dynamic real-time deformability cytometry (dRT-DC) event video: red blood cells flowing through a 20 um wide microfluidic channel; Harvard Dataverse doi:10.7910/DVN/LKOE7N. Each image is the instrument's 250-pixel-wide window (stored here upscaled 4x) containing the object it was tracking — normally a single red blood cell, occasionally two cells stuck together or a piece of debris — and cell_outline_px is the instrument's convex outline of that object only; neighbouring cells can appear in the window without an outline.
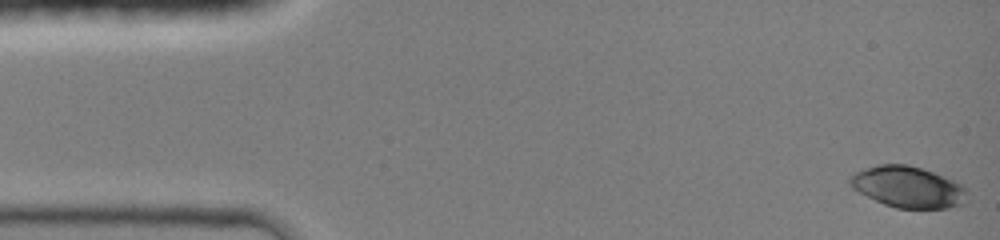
{"species": "common noctule bat (a hibernating species)", "species_latin": "Nyctalus noctula", "temperature_condition": "room temperature", "stored_images_in_passage": 18, "camera_frame_rate_fps": 3000, "um_per_image_px": 0.085, "animal": {"sex": "female", "body_mass_g": 19.0, "forearm_length_mm": 51.5}, "frame": {"image": 1, "passage_image": 1, "time_ms": 0.0, "image_size_px": [1000, 240], "cell_outline_px": [[968, 200], [964, 204], [948, 208], [896, 208], [884, 204], [852, 188], [848, 184], [848, 176], [852, 172], [876, 164], [908, 164], [944, 176], [968, 188]], "centroid_in_image_um": [77.17, 15.89], "position_along_channel_um": 7.8, "area_um2": 28.5}}
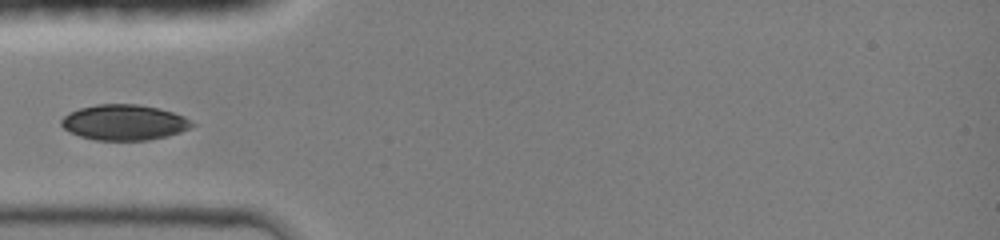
{"frame": {"image": 2, "passage_image": 8, "time_ms": 4.333, "image_size_px": [1000, 240], "cell_outline_px": [[196, 124], [192, 128], [180, 132], [148, 140], [96, 140], [80, 136], [68, 132], [60, 124], [60, 120], [68, 112], [80, 108], [96, 104], [136, 104], [156, 108], [172, 112], [184, 116]], "centroid_in_image_um": [10.53, 10.4], "position_along_channel_um": 74.5, "area_um2": 27.05}}
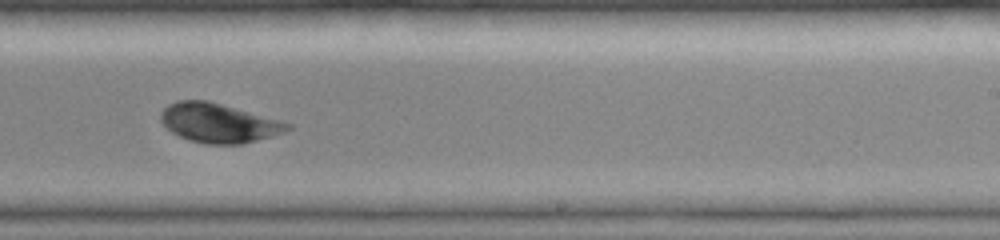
{"frame": {"image": 3, "passage_image": 16, "time_ms": 9.0, "image_size_px": [1000, 240], "cell_outline_px": [[292, 128], [284, 132], [272, 136], [240, 144], [204, 144], [180, 136], [172, 132], [160, 120], [160, 112], [168, 104], [176, 100], [208, 100], [284, 120], [292, 124]], "centroid_in_image_um": [18.62, 10.43], "position_along_channel_um": 270.4, "area_um2": 29.19}}